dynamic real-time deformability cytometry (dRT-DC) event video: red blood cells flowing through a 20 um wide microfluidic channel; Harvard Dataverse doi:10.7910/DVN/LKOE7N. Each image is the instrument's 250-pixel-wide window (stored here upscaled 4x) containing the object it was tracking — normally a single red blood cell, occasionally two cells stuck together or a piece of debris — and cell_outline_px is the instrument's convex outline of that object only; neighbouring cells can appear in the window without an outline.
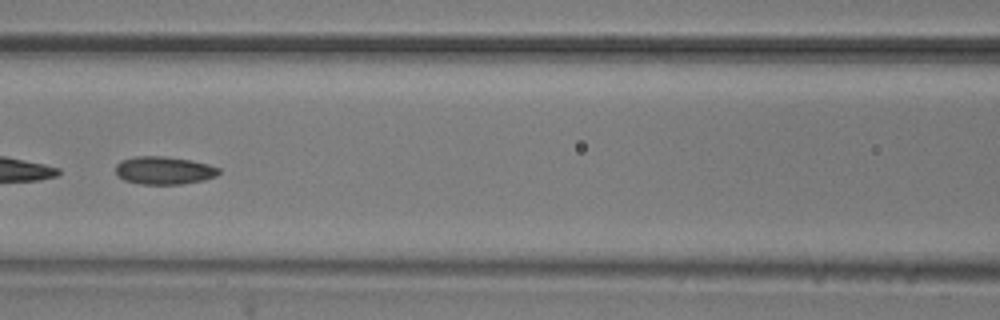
{"species": "common noctule bat (a hibernating species)", "species_latin": "Nyctalus noctula", "temperature_condition": "room temperature", "stored_images_in_passage": 52, "camera_frame_rate_fps": 3000, "um_per_image_px": 0.085, "animal": {"sex": "male", "body_mass_g": 20.5, "forearm_length_mm": 52.5}, "frame": {"image": 1, "passage_image": 23, "time_ms": 7.333, "image_size_px": [1000, 320], "cell_outline_px": [[220, 172], [216, 176], [204, 180], [180, 184], [140, 184], [124, 180], [116, 176], [116, 164], [120, 160], [132, 156], [164, 156], [192, 160], [208, 164], [220, 168]], "centroid_in_image_um": [13.91, 14.48], "position_along_channel_um": 152.7, "area_um2": 16.99}, "authors_computed_cell_mechanics": {"area_um2": 18.0914, "velocity_mm_per_s": 3.794, "shape_relaxation_time_tau1_ms": 6.6884, "shape_relaxation_time_tau2_ms": 3.4773, "deformation_change_tau1": 0.1054, "deformation_change_tau2": 0.0816}}